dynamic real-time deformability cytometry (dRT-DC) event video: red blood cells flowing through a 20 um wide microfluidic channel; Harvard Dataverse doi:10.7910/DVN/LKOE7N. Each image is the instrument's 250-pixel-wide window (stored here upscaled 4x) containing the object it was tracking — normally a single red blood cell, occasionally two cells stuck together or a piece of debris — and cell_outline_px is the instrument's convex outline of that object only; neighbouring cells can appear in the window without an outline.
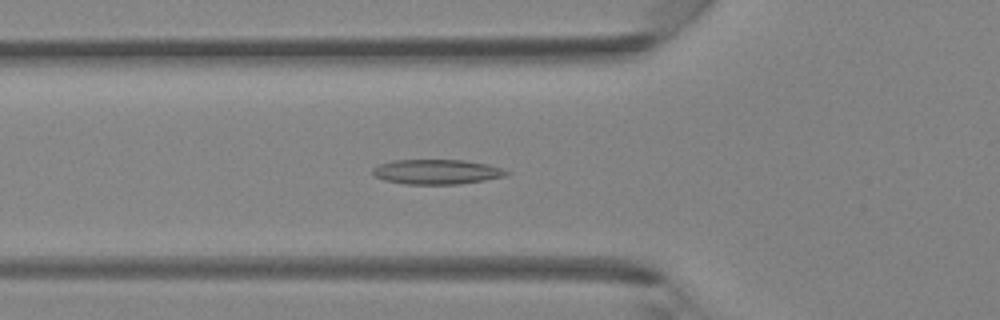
{"species": "Egyptian fruit bat (a non-hibernating species)", "species_latin": "Rousettus aegyptiacus", "temperature_condition": "room temperature", "stored_images_in_passage": 41, "camera_frame_rate_fps": 3000, "um_per_image_px": 0.085, "animal": {"sex": "female"}, "frame": {"image": 1, "passage_image": 14, "time_ms": 4.333, "image_size_px": [1000, 320], "cell_outline_px": [[512, 172], [504, 176], [484, 180], [460, 184], [404, 184], [384, 180], [376, 176], [372, 172], [372, 168], [380, 164], [392, 160], [464, 160], [488, 164]], "centroid_in_image_um": [37.12, 14.6], "position_along_channel_um": 88.7, "area_um2": 19.31}}
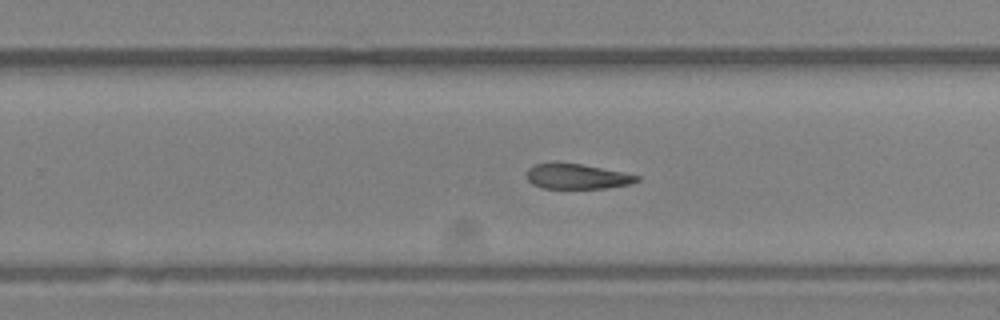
{"frame": {"image": 2, "passage_image": 26, "time_ms": 8.333, "image_size_px": [1000, 320], "cell_outline_px": [[640, 180], [632, 184], [608, 188], [540, 188], [532, 184], [528, 180], [528, 168], [532, 164], [556, 160], [580, 164], [624, 172], [640, 176]], "centroid_in_image_um": [49.02, 14.97], "position_along_channel_um": 280.8, "area_um2": 16.65}}
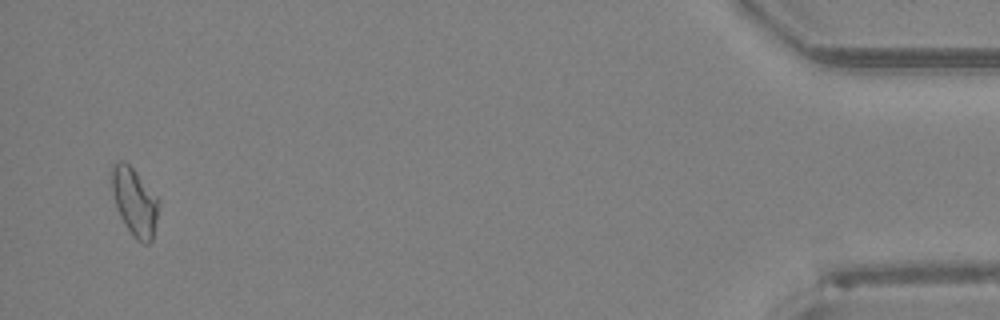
{"frame": {"image": 3, "passage_image": 40, "time_ms": 13.0, "image_size_px": [1000, 320], "cell_outline_px": [[160, 204], [152, 240], [148, 244], [144, 244], [136, 240], [132, 236], [124, 224], [116, 208], [112, 188], [112, 164], [116, 160], [124, 160], [136, 172], [160, 200]], "centroid_in_image_um": [11.45, 17.17], "position_along_channel_um": 423.8, "area_um2": 18.67}}